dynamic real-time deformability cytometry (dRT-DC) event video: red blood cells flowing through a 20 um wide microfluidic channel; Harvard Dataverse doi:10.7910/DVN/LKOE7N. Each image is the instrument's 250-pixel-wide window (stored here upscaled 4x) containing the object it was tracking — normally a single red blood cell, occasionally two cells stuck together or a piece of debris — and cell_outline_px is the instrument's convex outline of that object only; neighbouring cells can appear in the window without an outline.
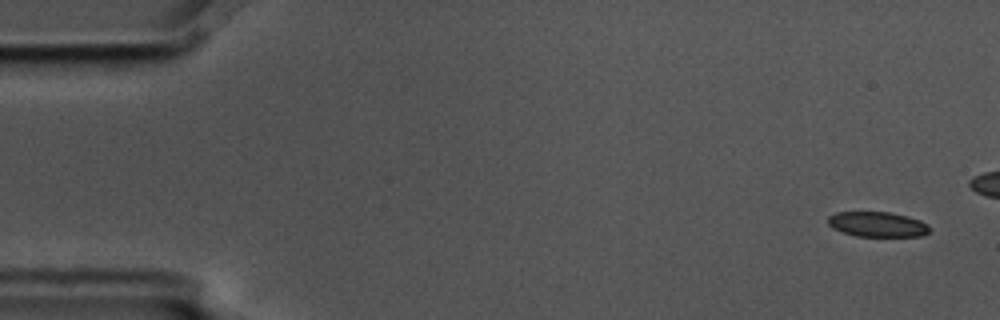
{"species": "common noctule bat (a hibernating species)", "species_latin": "Nyctalus noctula", "temperature_condition": "cold", "stored_images_in_passage": 6, "camera_frame_rate_fps": 3000, "um_per_image_px": 0.085, "animal": {"sex": "male", "body_mass_g": 17.5, "forearm_length_mm": 52.3}, "frame": {"image": 1, "passage_image": 1, "time_ms": 0.0, "image_size_px": [1000, 320], "cell_outline_px": [[928, 232], [924, 236], [856, 236], [840, 232], [832, 228], [828, 224], [828, 216], [836, 212], [888, 212], [908, 216], [920, 220], [928, 224]], "centroid_in_image_um": [74.55, 19.07], "position_along_channel_um": 10.4, "area_um2": 14.91}}
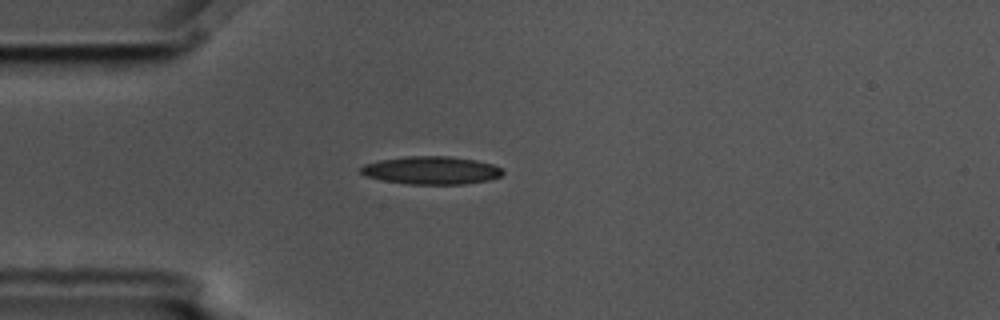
{"frame": {"image": 2, "passage_image": 6, "time_ms": 1.667, "image_size_px": [1000, 320], "cell_outline_px": [[504, 172], [500, 176], [488, 180], [464, 184], [408, 184], [384, 180], [368, 176], [360, 172], [360, 168], [364, 164], [380, 160], [404, 156], [448, 156], [476, 160], [492, 164], [500, 168]], "centroid_in_image_um": [36.66, 14.47], "position_along_channel_um": 48.3, "area_um2": 22.95}}